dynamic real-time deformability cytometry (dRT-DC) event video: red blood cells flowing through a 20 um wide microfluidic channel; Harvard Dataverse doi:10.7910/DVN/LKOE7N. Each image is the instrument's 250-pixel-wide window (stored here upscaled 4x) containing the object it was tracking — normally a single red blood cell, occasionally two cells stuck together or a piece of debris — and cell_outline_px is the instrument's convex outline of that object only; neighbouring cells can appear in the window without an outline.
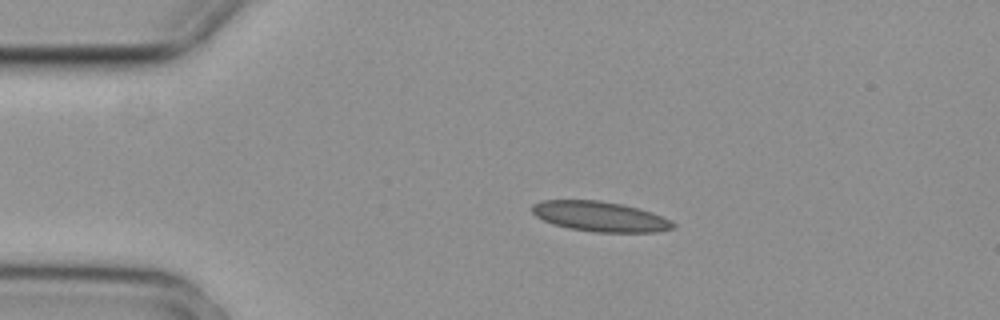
{"species": "common noctule bat (a hibernating species)", "species_latin": "Nyctalus noctula", "temperature_condition": "cold", "stored_images_in_passage": 3, "camera_frame_rate_fps": 3000, "um_per_image_px": 0.085, "animal": {"sex": "female", "body_mass_g": 29.2, "forearm_length_mm": 56.3}, "frame": {"image": 1, "passage_image": 3, "time_ms": 0.667, "image_size_px": [1000, 320], "cell_outline_px": [[676, 228], [656, 232], [596, 232], [568, 228], [552, 224], [536, 216], [532, 212], [532, 204], [540, 200], [600, 200], [640, 208], [652, 212], [672, 220], [676, 224]], "centroid_in_image_um": [51.03, 18.4], "position_along_channel_um": 34.0, "area_um2": 24.91}}